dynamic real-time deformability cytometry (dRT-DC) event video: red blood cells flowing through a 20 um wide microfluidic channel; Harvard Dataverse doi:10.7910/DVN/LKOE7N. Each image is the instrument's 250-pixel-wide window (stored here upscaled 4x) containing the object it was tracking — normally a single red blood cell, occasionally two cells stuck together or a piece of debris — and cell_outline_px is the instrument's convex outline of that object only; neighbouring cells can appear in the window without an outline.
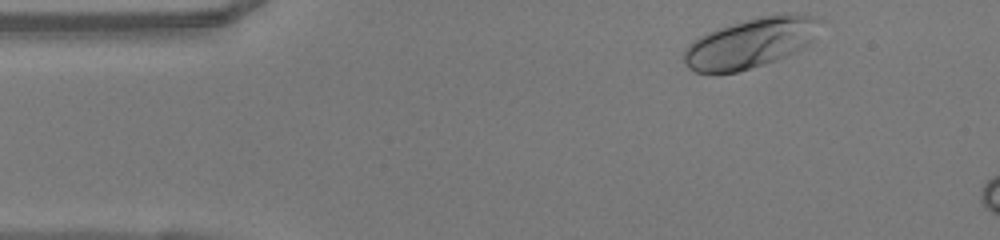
{"species": "human", "species_latin": "Homo sapiens", "temperature_condition": "warm", "stored_images_in_passage": 7, "camera_frame_rate_fps": 3000, "um_per_image_px": 0.085, "donor": {"sex": "female"}, "frame": {"image": 1, "passage_image": 1, "time_ms": 0.0, "image_size_px": [1000, 240], "cell_outline_px": [[820, 20], [816, 40], [804, 48], [796, 52], [776, 60], [764, 64], [736, 72], [696, 72], [688, 68], [684, 64], [684, 48], [692, 40], [716, 28], [756, 16], [780, 12], [804, 12], [816, 16]], "centroid_in_image_um": [63.87, 3.59], "position_along_channel_um": 21.1, "area_um2": 40.52}}